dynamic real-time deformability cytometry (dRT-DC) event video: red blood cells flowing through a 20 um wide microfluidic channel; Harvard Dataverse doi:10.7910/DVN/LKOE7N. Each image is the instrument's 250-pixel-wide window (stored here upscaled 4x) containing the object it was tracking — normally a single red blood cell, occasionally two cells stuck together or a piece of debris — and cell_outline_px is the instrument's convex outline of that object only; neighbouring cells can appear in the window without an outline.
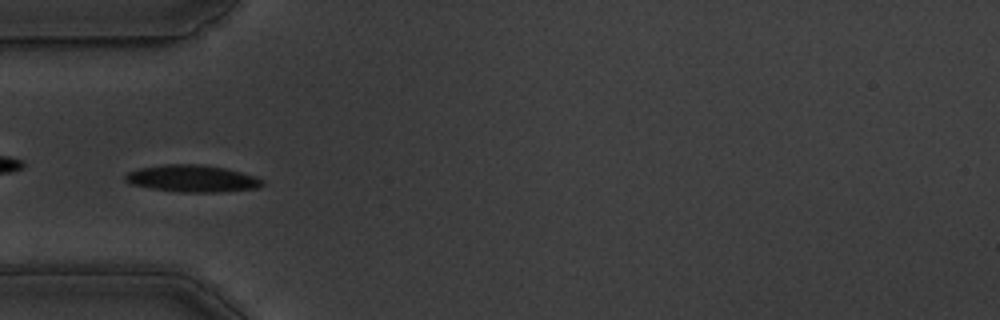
{"species": "common noctule bat (a hibernating species)", "species_latin": "Nyctalus noctula", "temperature_condition": "warm", "stored_images_in_passage": 54, "camera_frame_rate_fps": 3000, "um_per_image_px": 0.085, "animal": {"sex": "male", "body_mass_g": 19.5, "forearm_length_mm": 54.6}, "frame": {"image": 1, "passage_image": 16, "time_ms": 5.0, "image_size_px": [1000, 320], "cell_outline_px": [[264, 184], [256, 188], [220, 192], [180, 192], [152, 188], [132, 184], [124, 180], [124, 176], [128, 172], [140, 168], [164, 164], [200, 164], [224, 168], [256, 176], [264, 180]], "centroid_in_image_um": [16.35, 15.17], "position_along_channel_um": 68.7, "area_um2": 21.44}}
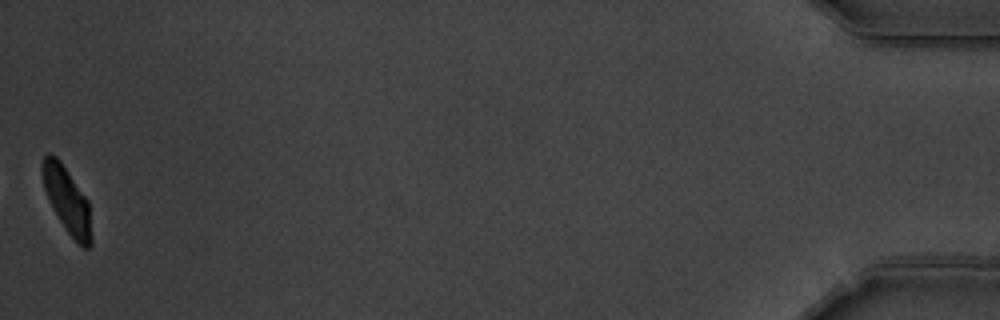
{"frame": {"image": 2, "passage_image": 54, "time_ms": 17.667, "image_size_px": [1000, 320], "cell_outline_px": [[92, 244], [88, 248], [84, 248], [68, 232], [60, 220], [44, 188], [40, 168], [40, 164], [44, 156], [48, 152], [56, 156], [60, 160], [88, 200], [92, 236]], "centroid_in_image_um": [5.7, 16.95], "position_along_channel_um": 429.5, "area_um2": 18.55}, "authors_computed_cell_mechanics": {"area_um2": 20.2011, "velocity_mm_per_s": 3.6115, "shape_relaxation_time_tau1_ms": 2.8552, "shape_relaxation_time_tau2_ms": 1.0762, "deformation_change_tau1": 0.1456, "deformation_change_tau2": 0.0572}}